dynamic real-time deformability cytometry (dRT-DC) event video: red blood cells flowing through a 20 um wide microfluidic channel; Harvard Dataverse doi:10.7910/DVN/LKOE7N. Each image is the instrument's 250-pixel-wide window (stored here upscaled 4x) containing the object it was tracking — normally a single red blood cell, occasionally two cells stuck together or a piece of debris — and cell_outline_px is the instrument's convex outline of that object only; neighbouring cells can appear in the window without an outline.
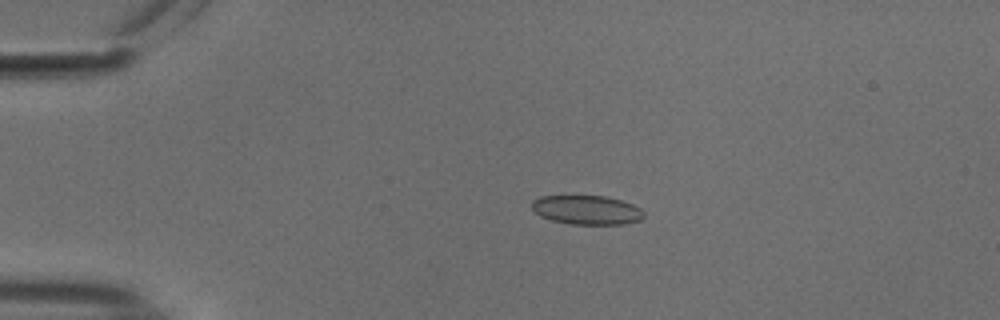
{"species": "common noctule bat (a hibernating species)", "species_latin": "Nyctalus noctula", "temperature_condition": "cold", "stored_images_in_passage": 54, "camera_frame_rate_fps": 3000, "um_per_image_px": 0.085, "animal": {"sex": "male", "body_mass_g": 18.8}, "frame": {"image": 1, "passage_image": 12, "time_ms": 3.667, "image_size_px": [1000, 320], "cell_outline_px": [[644, 216], [640, 220], [624, 224], [572, 224], [552, 220], [540, 216], [532, 208], [532, 200], [540, 196], [604, 196], [620, 200], [632, 204], [640, 208], [644, 212]], "centroid_in_image_um": [49.88, 17.84], "position_along_channel_um": 35.1, "area_um2": 18.9}}
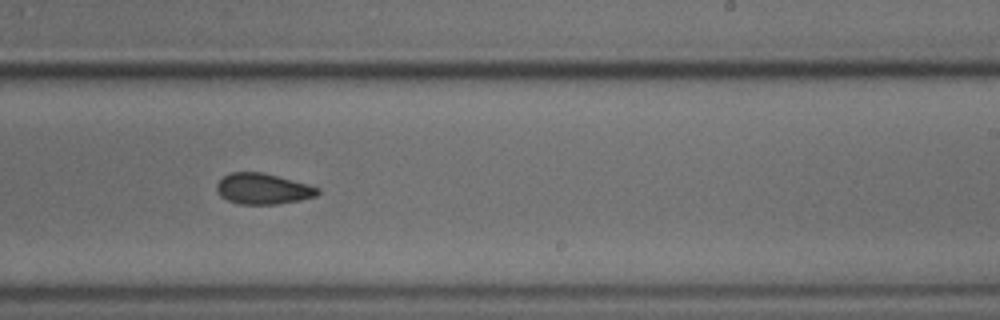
{"frame": {"image": 2, "passage_image": 34, "time_ms": 11.0, "image_size_px": [1000, 320], "cell_outline_px": [[320, 192], [316, 196], [300, 200], [276, 204], [240, 204], [228, 200], [220, 196], [216, 188], [216, 184], [224, 176], [232, 172], [264, 172], [308, 184], [320, 188]], "centroid_in_image_um": [22.36, 16.04], "position_along_channel_um": 266.6, "area_um2": 18.15}}
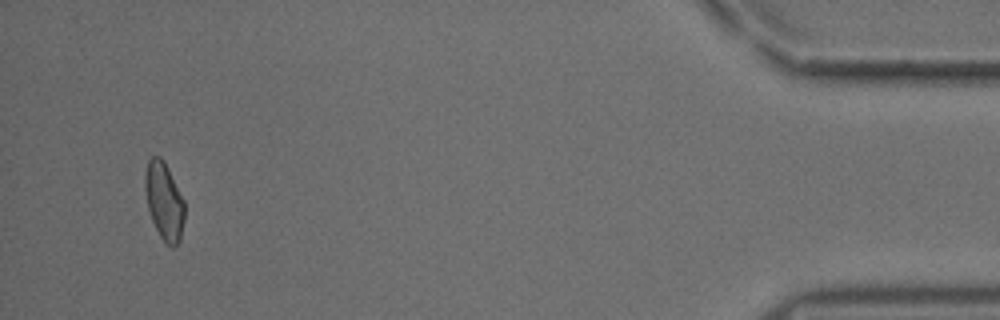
{"frame": {"image": 3, "passage_image": 52, "time_ms": 17.0, "image_size_px": [1000, 320], "cell_outline_px": [[184, 220], [180, 240], [172, 248], [164, 244], [152, 220], [148, 208], [144, 188], [144, 176], [148, 160], [152, 156], [160, 156], [164, 160], [184, 200]], "centroid_in_image_um": [13.94, 17.1], "position_along_channel_um": 421.3, "area_um2": 17.98}, "authors_computed_cell_mechanics": {"area_um2": 18.5249, "velocity_mm_per_s": 3.7648, "shape_relaxation_time_tau1_ms": 9.7178, "shape_relaxation_time_tau2_ms": 4.7541, "deformation_change_tau1": 0.1289, "deformation_change_tau2": 0.1034}}